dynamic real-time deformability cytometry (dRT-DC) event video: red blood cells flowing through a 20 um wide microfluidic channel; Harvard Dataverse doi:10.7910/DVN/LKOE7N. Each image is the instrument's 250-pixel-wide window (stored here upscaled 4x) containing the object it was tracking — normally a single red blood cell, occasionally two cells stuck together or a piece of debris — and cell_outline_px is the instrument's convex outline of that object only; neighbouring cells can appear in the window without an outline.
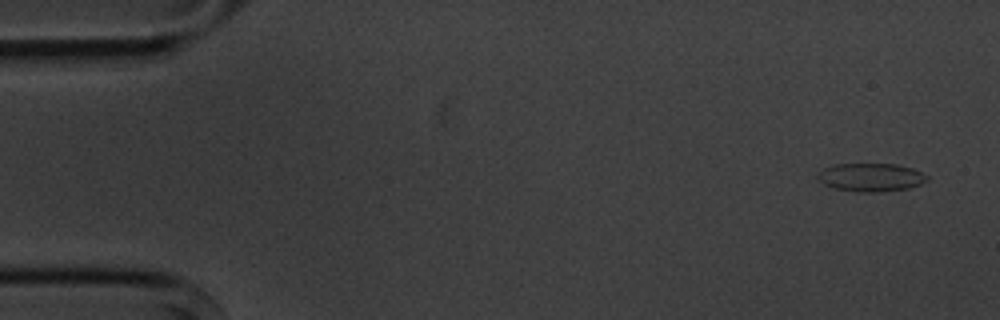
{"species": "common noctule bat (a hibernating species)", "species_latin": "Nyctalus noctula", "temperature_condition": "cold", "stored_images_in_passage": 6, "camera_frame_rate_fps": 3000, "um_per_image_px": 0.085, "animal": {"sex": "male", "body_mass_g": 20.1, "forearm_length_mm": 53.5}, "frame": {"image": 1, "passage_image": 1, "time_ms": 0.0, "image_size_px": [1000, 320], "cell_outline_px": [[928, 180], [920, 184], [908, 188], [880, 192], [860, 192], [832, 188], [824, 184], [816, 176], [816, 172], [824, 168], [836, 164], [896, 164], [912, 168], [928, 176]], "centroid_in_image_um": [73.99, 15.07], "position_along_channel_um": 11.0, "area_um2": 18.03}}